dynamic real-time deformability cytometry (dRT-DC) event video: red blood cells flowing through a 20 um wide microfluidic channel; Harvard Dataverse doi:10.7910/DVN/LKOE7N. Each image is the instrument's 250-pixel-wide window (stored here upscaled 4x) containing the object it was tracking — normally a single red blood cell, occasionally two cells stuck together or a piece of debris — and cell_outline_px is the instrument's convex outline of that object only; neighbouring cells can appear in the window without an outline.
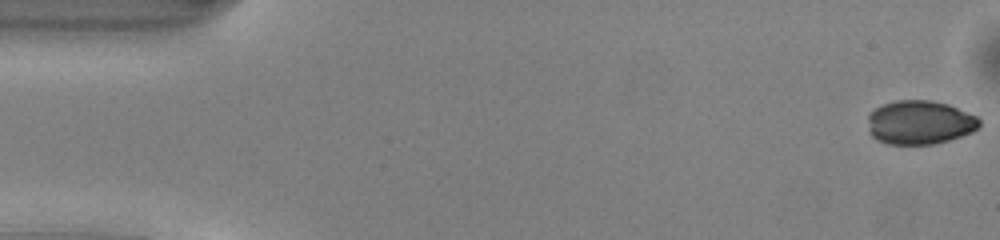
{"species": "common noctule bat (a hibernating species)", "species_latin": "Nyctalus noctula", "temperature_condition": "warm", "stored_images_in_passage": 10, "camera_frame_rate_fps": 3000, "um_per_image_px": 0.085, "animal": {"sex": "male", "body_mass_g": 13.0, "forearm_length_mm": 53.1}, "frame": {"image": 1, "passage_image": 1, "time_ms": 0.0, "image_size_px": [1000, 240], "cell_outline_px": [[976, 124], [972, 128], [964, 132], [952, 136], [936, 140], [888, 140], [884, 136], [940, 108], [952, 108], [976, 120]], "centroid_in_image_um": [79.44, 10.74], "position_along_channel_um": 5.6, "area_um2": 12.77}}